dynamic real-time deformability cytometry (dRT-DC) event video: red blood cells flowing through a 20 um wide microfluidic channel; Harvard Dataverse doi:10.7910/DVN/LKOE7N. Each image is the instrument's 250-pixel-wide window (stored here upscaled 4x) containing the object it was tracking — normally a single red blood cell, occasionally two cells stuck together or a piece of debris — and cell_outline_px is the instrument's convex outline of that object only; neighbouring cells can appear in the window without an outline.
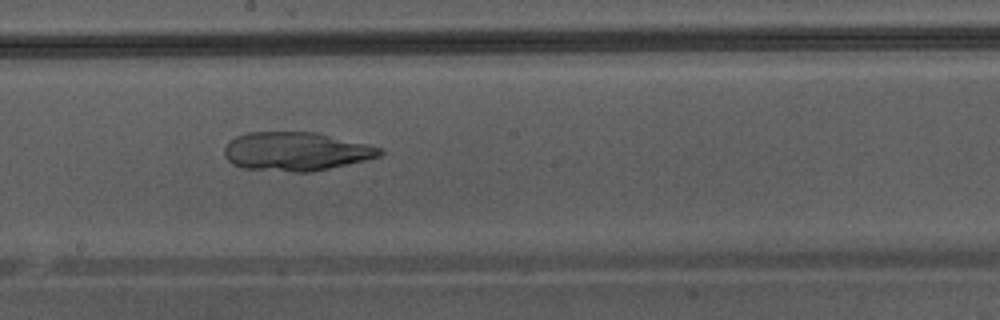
{"species": "Egyptian fruit bat (a non-hibernating species)", "species_latin": "Rousettus aegyptiacus", "temperature_condition": "warm", "stored_images_in_passage": 34, "camera_frame_rate_fps": 3000, "um_per_image_px": 0.085, "animal": {"sex": "male"}, "frame": {"image": 1, "passage_image": 15, "time_ms": 4.667, "image_size_px": [1000, 320], "cell_outline_px": [[384, 152], [380, 156], [364, 160], [328, 168], [308, 172], [292, 172], [244, 168], [232, 164], [224, 156], [224, 148], [228, 140], [236, 136], [248, 132], [316, 132], [384, 148]], "centroid_in_image_um": [25.13, 12.86], "position_along_channel_um": 223.1, "area_um2": 35.03}}